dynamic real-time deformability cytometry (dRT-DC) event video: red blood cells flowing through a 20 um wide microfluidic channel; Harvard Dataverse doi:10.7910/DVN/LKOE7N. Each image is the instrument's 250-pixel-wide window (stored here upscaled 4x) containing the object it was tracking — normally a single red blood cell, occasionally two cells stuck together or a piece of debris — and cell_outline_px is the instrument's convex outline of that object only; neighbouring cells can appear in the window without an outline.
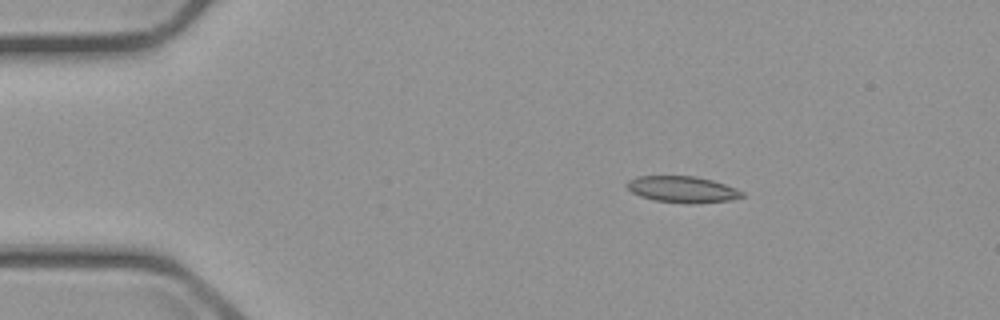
{"species": "common noctule bat (a hibernating species)", "species_latin": "Nyctalus noctula", "temperature_condition": "cold", "stored_images_in_passage": 3, "camera_frame_rate_fps": 3000, "um_per_image_px": 0.085, "animal": {"sex": "male", "body_mass_g": 23.1, "forearm_length_mm": 52.7}, "frame": {"image": 1, "passage_image": 1, "time_ms": 0.0, "image_size_px": [1000, 320], "cell_outline_px": [[744, 196], [732, 200], [688, 204], [656, 200], [640, 196], [632, 192], [624, 184], [628, 180], [636, 176], [696, 176], [712, 180], [736, 188], [744, 192]], "centroid_in_image_um": [58.0, 16.09], "position_along_channel_um": 27.0, "area_um2": 17.74}}